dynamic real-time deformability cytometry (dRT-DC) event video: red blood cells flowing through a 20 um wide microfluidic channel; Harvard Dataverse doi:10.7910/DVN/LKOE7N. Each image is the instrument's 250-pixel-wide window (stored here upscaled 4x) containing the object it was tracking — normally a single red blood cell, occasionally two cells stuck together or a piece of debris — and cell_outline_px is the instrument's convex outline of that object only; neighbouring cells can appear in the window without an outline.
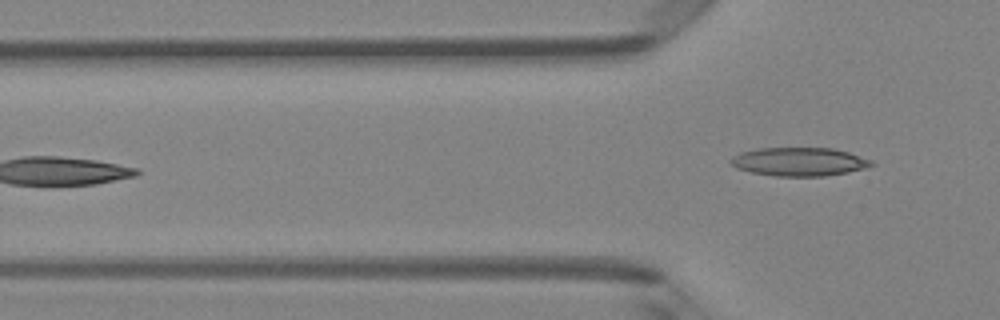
{"species": "Egyptian fruit bat (a non-hibernating species)", "species_latin": "Rousettus aegyptiacus", "temperature_condition": "room temperature", "stored_images_in_passage": 5, "camera_frame_rate_fps": 3000, "um_per_image_px": 0.085, "animal": {"sex": "female"}, "frame": {"image": 1, "passage_image": 5, "time_ms": 5.667, "image_size_px": [1000, 320], "cell_outline_px": [[876, 164], [864, 168], [848, 172], [824, 176], [776, 176], [752, 172], [736, 168], [728, 160], [732, 156], [740, 152], [756, 148], [832, 148], [848, 152], [872, 160]], "centroid_in_image_um": [67.91, 13.74], "position_along_channel_um": 57.9, "area_um2": 23.41}}